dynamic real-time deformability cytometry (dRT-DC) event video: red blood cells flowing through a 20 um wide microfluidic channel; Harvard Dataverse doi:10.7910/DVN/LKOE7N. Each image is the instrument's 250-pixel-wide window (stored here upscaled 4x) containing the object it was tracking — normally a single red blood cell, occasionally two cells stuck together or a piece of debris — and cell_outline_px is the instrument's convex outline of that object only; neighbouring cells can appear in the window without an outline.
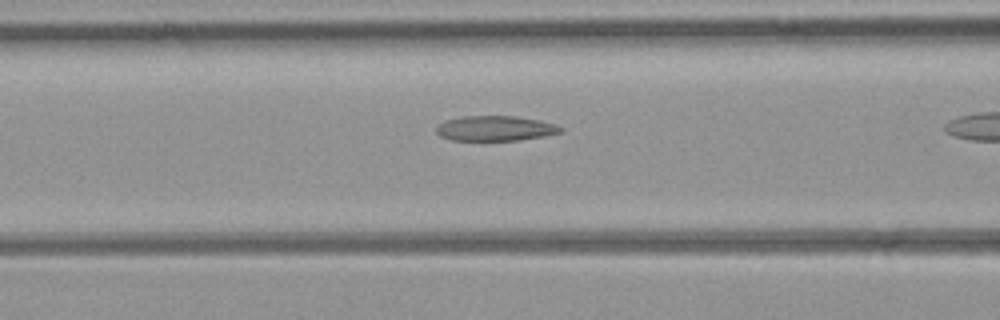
{"species": "common noctule bat (a hibernating species)", "species_latin": "Nyctalus noctula", "temperature_condition": "room temperature", "stored_images_in_passage": 15, "camera_frame_rate_fps": 3000, "um_per_image_px": 0.085, "animal": {"sex": "female", "body_mass_g": 21.9}, "frame": {"image": 1, "passage_image": 13, "time_ms": 4.0, "image_size_px": [1000, 320], "cell_outline_px": [[564, 128], [560, 132], [544, 136], [520, 140], [448, 140], [440, 136], [436, 132], [436, 124], [444, 120], [464, 116], [516, 116], [540, 120], [556, 124]], "centroid_in_image_um": [42.06, 10.91], "position_along_channel_um": 124.5, "area_um2": 18.32}}